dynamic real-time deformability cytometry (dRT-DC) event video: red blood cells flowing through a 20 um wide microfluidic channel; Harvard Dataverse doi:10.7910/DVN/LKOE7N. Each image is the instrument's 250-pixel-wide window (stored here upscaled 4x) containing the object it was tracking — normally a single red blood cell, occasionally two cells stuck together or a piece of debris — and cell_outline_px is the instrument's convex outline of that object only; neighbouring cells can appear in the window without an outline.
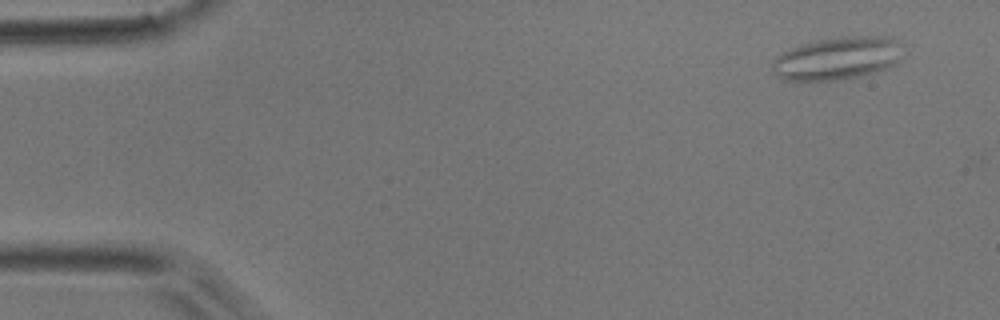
{"species": "common noctule bat (a hibernating species)", "species_latin": "Nyctalus noctula", "temperature_condition": "room temperature", "stored_images_in_passage": 41, "camera_frame_rate_fps": 3000, "um_per_image_px": 0.085, "animal": {"sex": "male", "body_mass_g": 17.9}, "frame": {"image": 1, "passage_image": 4, "time_ms": 1.0, "image_size_px": [1000, 320], "cell_outline_px": [[896, 64], [888, 68], [856, 76], [832, 80], [784, 80], [776, 76], [772, 68], [772, 60], [776, 56], [792, 48], [824, 40], [844, 36], [888, 36], [896, 40]], "centroid_in_image_um": [71.09, 4.97], "position_along_channel_um": 13.9, "area_um2": 31.33}}
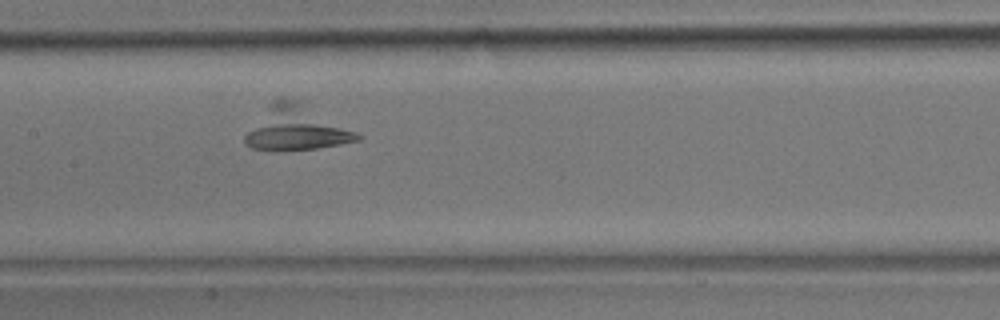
{"frame": {"image": 2, "passage_image": 25, "time_ms": 8.0, "image_size_px": [1000, 320], "cell_outline_px": [[364, 136], [360, 140], [340, 144], [316, 148], [276, 152], [252, 148], [244, 144], [244, 136], [268, 104], [276, 96], [284, 96], [296, 100]], "centroid_in_image_um": [25.13, 10.91], "position_along_channel_um": 182.3, "area_um2": 29.02}}
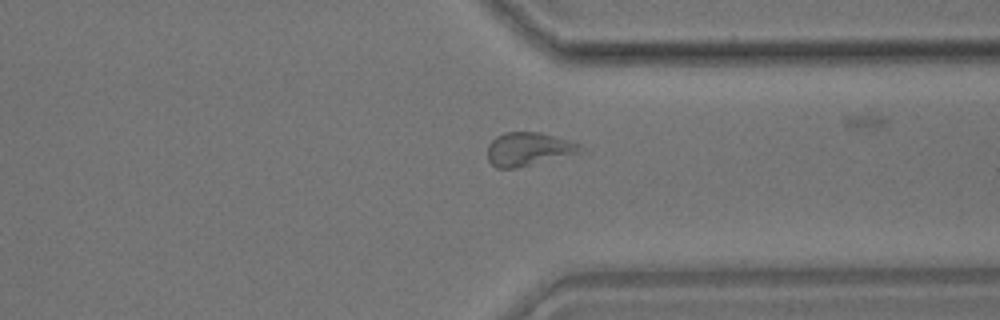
{"frame": {"image": 3, "passage_image": 39, "time_ms": 12.667, "image_size_px": [1000, 320], "cell_outline_px": [[584, 148], [580, 152], [516, 168], [496, 168], [488, 160], [488, 144], [496, 136], [504, 132], [540, 132], [568, 140], [580, 144]], "centroid_in_image_um": [44.88, 12.66], "position_along_channel_um": 366.5, "area_um2": 17.86}}